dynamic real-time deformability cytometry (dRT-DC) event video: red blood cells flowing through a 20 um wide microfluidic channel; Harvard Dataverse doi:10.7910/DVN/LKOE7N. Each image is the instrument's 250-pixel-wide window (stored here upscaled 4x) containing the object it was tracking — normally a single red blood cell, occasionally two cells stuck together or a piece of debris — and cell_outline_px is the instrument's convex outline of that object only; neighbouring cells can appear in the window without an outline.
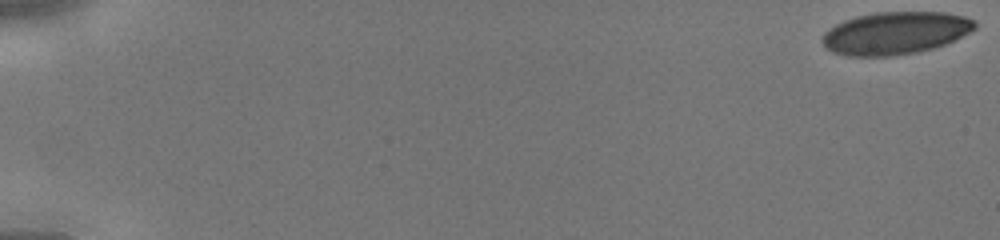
{"species": "human", "species_latin": "Homo sapiens", "temperature_condition": "cold", "stored_images_in_passage": 45, "camera_frame_rate_fps": 3000, "um_per_image_px": 0.085, "donor": {"sex": "male"}, "frame": {"image": 1, "passage_image": 1, "time_ms": 0.0, "image_size_px": [1000, 240], "cell_outline_px": [[976, 28], [944, 44], [932, 48], [916, 52], [892, 56], [848, 56], [832, 52], [820, 40], [824, 32], [828, 28], [844, 20], [856, 16], [876, 12], [944, 12], [964, 16], [972, 20], [976, 24]], "centroid_in_image_um": [76.04, 2.8], "position_along_channel_um": 9.0, "area_um2": 37.63}}
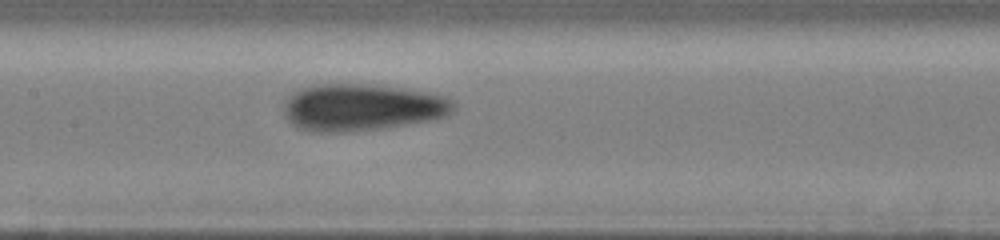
{"frame": {"image": 2, "passage_image": 24, "time_ms": 7.667, "image_size_px": [1000, 240], "cell_outline_px": [[456, 108], [448, 116], [428, 120], [384, 128], [348, 132], [312, 132], [296, 128], [284, 116], [284, 100], [292, 92], [300, 88], [312, 84], [368, 84], [404, 88], [428, 92], [448, 96], [456, 104]], "centroid_in_image_um": [30.75, 9.12], "position_along_channel_um": 176.7, "area_um2": 47.16}}
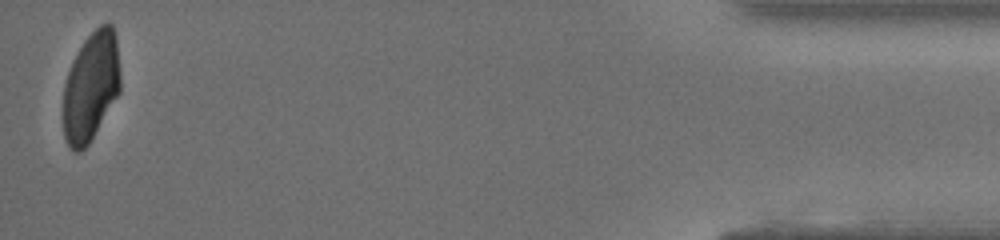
{"frame": {"image": 3, "passage_image": 45, "time_ms": 14.667, "image_size_px": [1000, 240], "cell_outline_px": [[120, 92], [88, 144], [80, 152], [76, 152], [68, 144], [64, 136], [64, 84], [72, 60], [84, 40], [100, 24], [112, 24], [116, 36], [120, 72]], "centroid_in_image_um": [7.74, 7.33], "position_along_channel_um": 427.5, "area_um2": 36.13}}